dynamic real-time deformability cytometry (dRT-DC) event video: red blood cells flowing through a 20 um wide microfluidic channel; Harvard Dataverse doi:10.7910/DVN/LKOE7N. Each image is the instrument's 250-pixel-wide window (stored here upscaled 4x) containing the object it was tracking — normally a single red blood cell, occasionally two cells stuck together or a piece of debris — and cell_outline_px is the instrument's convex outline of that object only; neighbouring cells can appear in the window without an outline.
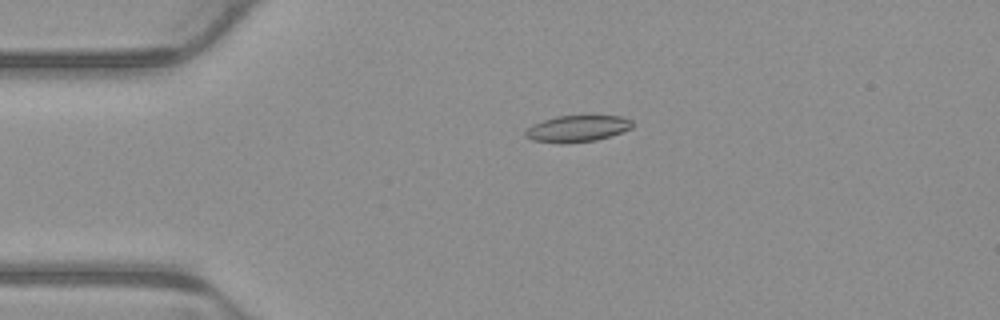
{"species": "common noctule bat (a hibernating species)", "species_latin": "Nyctalus noctula", "temperature_condition": "warm", "stored_images_in_passage": 5, "camera_frame_rate_fps": 3000, "um_per_image_px": 0.085, "animal": {"sex": "male", "body_mass_g": 23.1, "forearm_length_mm": 52.7}, "frame": {"image": 1, "passage_image": 4, "time_ms": 1.0, "image_size_px": [1000, 320], "cell_outline_px": [[632, 128], [596, 140], [532, 140], [524, 136], [524, 132], [532, 124], [556, 116], [588, 112], [620, 116], [632, 120]], "centroid_in_image_um": [49.14, 10.81], "position_along_channel_um": 35.9, "area_um2": 16.42}}
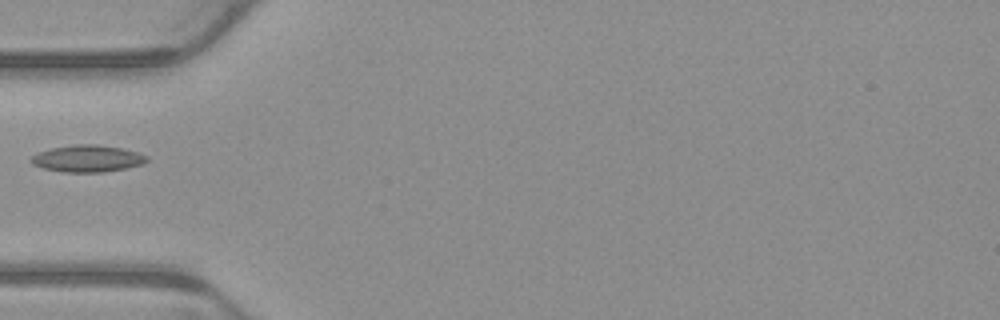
{"frame": {"image": 2, "passage_image": 5, "time_ms": 1.333, "image_size_px": [1000, 320], "cell_outline_px": [[148, 160], [140, 164], [124, 168], [104, 172], [64, 172], [44, 168], [32, 164], [28, 160], [36, 152], [52, 148], [76, 144], [96, 144], [120, 148], [136, 152], [148, 156]], "centroid_in_image_um": [7.38, 13.47], "position_along_channel_um": 77.6, "area_um2": 17.98}}